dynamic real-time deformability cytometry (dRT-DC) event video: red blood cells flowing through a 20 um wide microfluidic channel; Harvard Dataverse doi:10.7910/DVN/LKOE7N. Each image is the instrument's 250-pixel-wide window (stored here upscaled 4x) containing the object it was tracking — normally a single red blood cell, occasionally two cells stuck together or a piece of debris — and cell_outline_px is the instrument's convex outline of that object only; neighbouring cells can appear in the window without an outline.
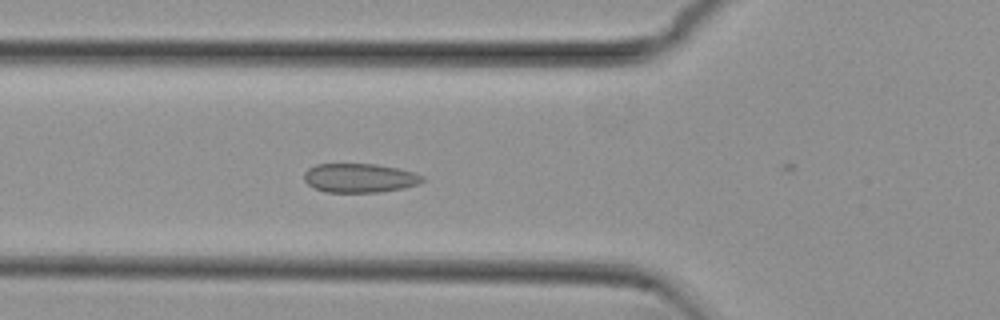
{"species": "common noctule bat (a hibernating species)", "species_latin": "Nyctalus noctula", "temperature_condition": "cold", "stored_images_in_passage": 22, "camera_frame_rate_fps": 3000, "um_per_image_px": 0.085, "animal": {"sex": "female", "body_mass_g": 29.2, "forearm_length_mm": 56.3}, "frame": {"image": 1, "passage_image": 21, "time_ms": 6.667, "image_size_px": [1000, 320], "cell_outline_px": [[424, 180], [420, 184], [404, 188], [380, 192], [324, 192], [308, 184], [304, 180], [304, 172], [308, 168], [316, 164], [376, 164], [400, 168], [424, 176]], "centroid_in_image_um": [30.58, 15.12], "position_along_channel_um": 95.2, "area_um2": 20.17}}